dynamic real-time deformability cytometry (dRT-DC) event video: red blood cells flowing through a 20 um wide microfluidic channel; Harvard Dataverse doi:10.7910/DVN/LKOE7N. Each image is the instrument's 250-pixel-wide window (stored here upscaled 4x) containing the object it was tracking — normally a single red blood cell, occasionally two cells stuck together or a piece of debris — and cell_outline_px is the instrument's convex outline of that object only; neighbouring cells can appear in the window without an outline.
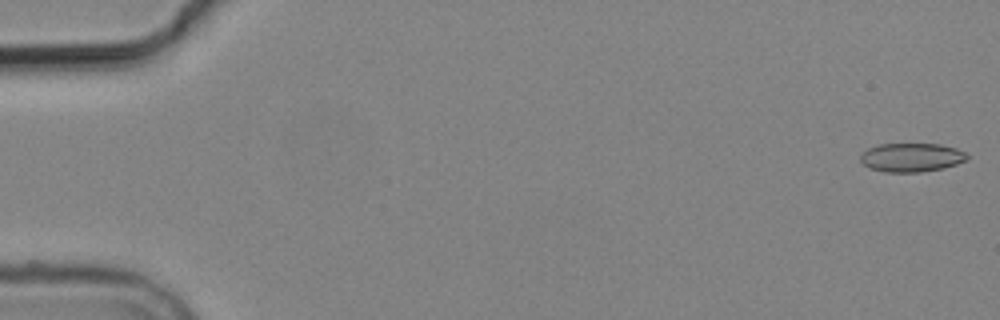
{"species": "common noctule bat (a hibernating species)", "species_latin": "Nyctalus noctula", "temperature_condition": "cold", "stored_images_in_passage": 5, "camera_frame_rate_fps": 3000, "um_per_image_px": 0.085, "animal": {"sex": "male", "body_mass_g": 19.2, "forearm_length_mm": 51.8}, "frame": {"image": 1, "passage_image": 1, "time_ms": 0.0, "image_size_px": [1000, 320], "cell_outline_px": [[968, 160], [944, 168], [920, 172], [884, 172], [868, 168], [860, 160], [860, 156], [868, 148], [880, 144], [940, 144], [956, 148], [964, 152], [968, 156]], "centroid_in_image_um": [77.48, 13.39], "position_along_channel_um": 7.5, "area_um2": 17.92}}
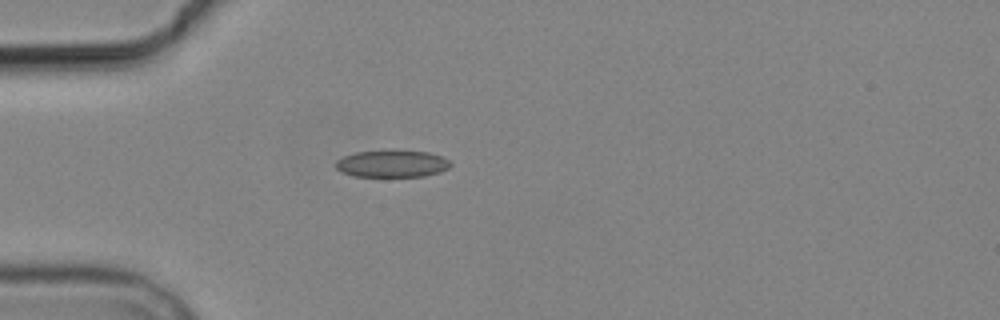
{"frame": {"image": 2, "passage_image": 5, "time_ms": 5.0, "image_size_px": [1000, 320], "cell_outline_px": [[452, 164], [448, 168], [440, 172], [424, 176], [356, 176], [340, 172], [336, 168], [336, 160], [344, 156], [356, 152], [384, 148], [392, 148], [428, 152], [444, 156]], "centroid_in_image_um": [33.33, 13.87], "position_along_channel_um": 51.7, "area_um2": 18.79}}